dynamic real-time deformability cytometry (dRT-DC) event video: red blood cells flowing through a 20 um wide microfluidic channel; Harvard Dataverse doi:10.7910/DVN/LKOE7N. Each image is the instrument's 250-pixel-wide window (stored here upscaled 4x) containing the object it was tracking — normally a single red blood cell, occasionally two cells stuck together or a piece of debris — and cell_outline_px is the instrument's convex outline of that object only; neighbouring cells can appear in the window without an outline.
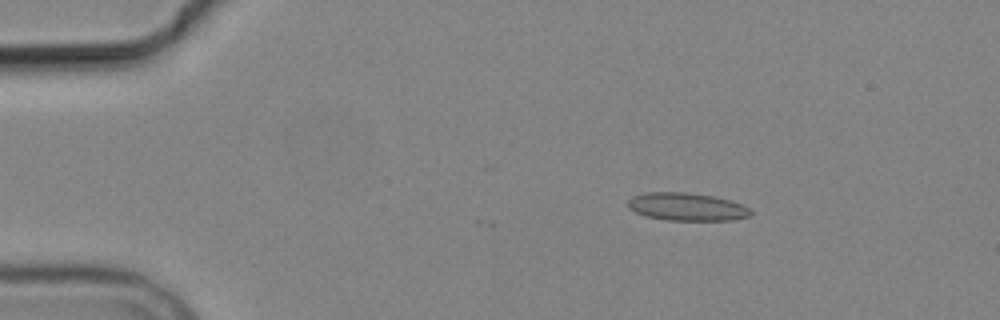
{"species": "common noctule bat (a hibernating species)", "species_latin": "Nyctalus noctula", "temperature_condition": "cold", "stored_images_in_passage": 3, "camera_frame_rate_fps": 3000, "um_per_image_px": 0.085, "animal": {"sex": "male", "body_mass_g": 19.2, "forearm_length_mm": 51.8}, "frame": {"image": 1, "passage_image": 1, "time_ms": 0.0, "image_size_px": [1000, 320], "cell_outline_px": [[752, 216], [732, 220], [668, 220], [648, 216], [636, 212], [628, 208], [628, 200], [632, 196], [648, 192], [684, 192], [712, 196], [728, 200], [740, 204], [748, 208], [752, 212]], "centroid_in_image_um": [58.37, 17.58], "position_along_channel_um": 26.6, "area_um2": 19.71}}